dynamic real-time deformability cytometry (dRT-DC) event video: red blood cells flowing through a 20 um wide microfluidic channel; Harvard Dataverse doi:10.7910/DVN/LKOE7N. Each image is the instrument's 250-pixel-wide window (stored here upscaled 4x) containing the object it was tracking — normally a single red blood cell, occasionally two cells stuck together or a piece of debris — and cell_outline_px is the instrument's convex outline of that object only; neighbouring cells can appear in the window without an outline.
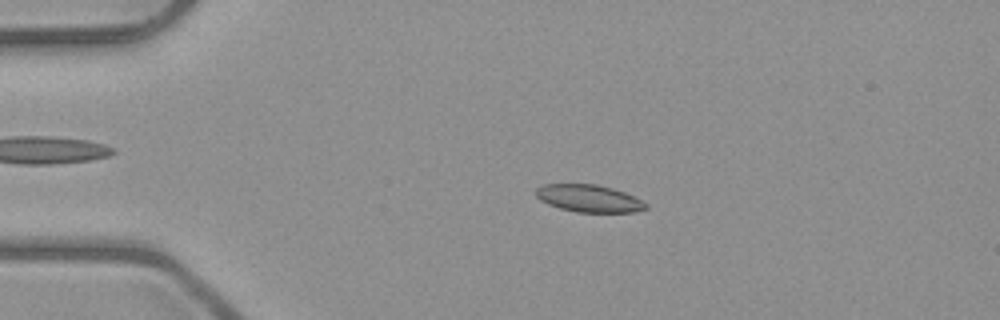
{"species": "common noctule bat (a hibernating species)", "species_latin": "Nyctalus noctula", "temperature_condition": "room temperature", "stored_images_in_passage": 3, "camera_frame_rate_fps": 3000, "um_per_image_px": 0.085, "animal": {"sex": "male", "body_mass_g": 23.1, "forearm_length_mm": 52.7}, "frame": {"image": 1, "passage_image": 2, "time_ms": 2.0, "image_size_px": [1000, 320], "cell_outline_px": [[648, 208], [632, 212], [576, 212], [560, 208], [548, 204], [540, 200], [536, 196], [536, 188], [544, 184], [596, 184], [612, 188], [624, 192], [648, 204]], "centroid_in_image_um": [50.04, 16.86], "position_along_channel_um": 35.0, "area_um2": 17.4}}